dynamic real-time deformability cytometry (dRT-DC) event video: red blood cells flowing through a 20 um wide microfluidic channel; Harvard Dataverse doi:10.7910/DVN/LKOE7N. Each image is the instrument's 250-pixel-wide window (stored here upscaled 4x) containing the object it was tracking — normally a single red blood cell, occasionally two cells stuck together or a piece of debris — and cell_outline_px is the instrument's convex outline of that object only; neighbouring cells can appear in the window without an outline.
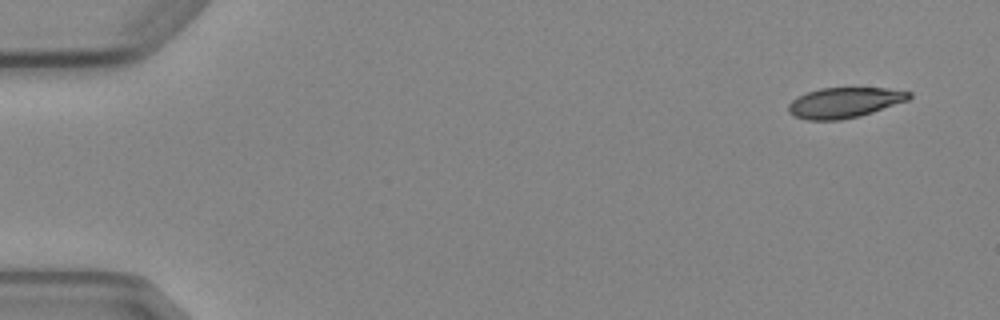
{"species": "Egyptian fruit bat (a non-hibernating species)", "species_latin": "Rousettus aegyptiacus", "temperature_condition": "cold", "stored_images_in_passage": 4, "camera_frame_rate_fps": 3000, "um_per_image_px": 0.085, "animal": {"sex": "female"}, "frame": {"image": 1, "passage_image": 1, "time_ms": 0.0, "image_size_px": [1000, 320], "cell_outline_px": [[912, 96], [908, 100], [860, 116], [840, 120], [808, 120], [796, 116], [788, 112], [788, 104], [796, 96], [820, 88], [888, 88], [912, 92]], "centroid_in_image_um": [71.77, 8.72], "position_along_channel_um": 13.2, "area_um2": 21.33}}
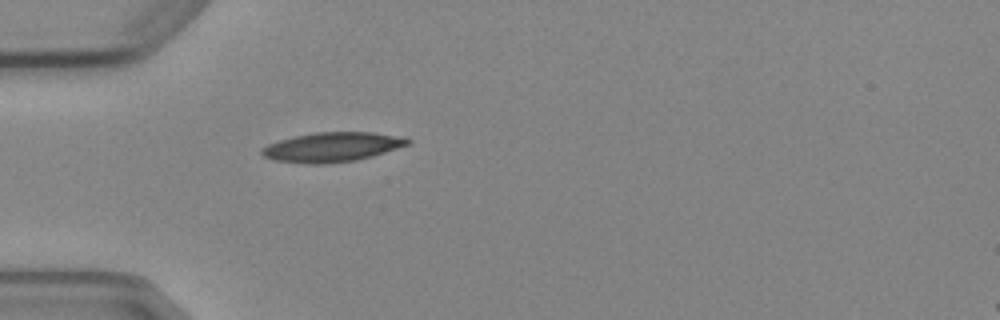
{"frame": {"image": 2, "passage_image": 4, "time_ms": 4.333, "image_size_px": [1000, 320], "cell_outline_px": [[412, 140], [408, 144], [372, 156], [356, 160], [324, 164], [308, 164], [272, 160], [264, 156], [260, 152], [260, 148], [268, 144], [280, 140], [296, 136], [316, 132], [372, 132]], "centroid_in_image_um": [28.14, 12.51], "position_along_channel_um": 56.9, "area_um2": 24.74}}